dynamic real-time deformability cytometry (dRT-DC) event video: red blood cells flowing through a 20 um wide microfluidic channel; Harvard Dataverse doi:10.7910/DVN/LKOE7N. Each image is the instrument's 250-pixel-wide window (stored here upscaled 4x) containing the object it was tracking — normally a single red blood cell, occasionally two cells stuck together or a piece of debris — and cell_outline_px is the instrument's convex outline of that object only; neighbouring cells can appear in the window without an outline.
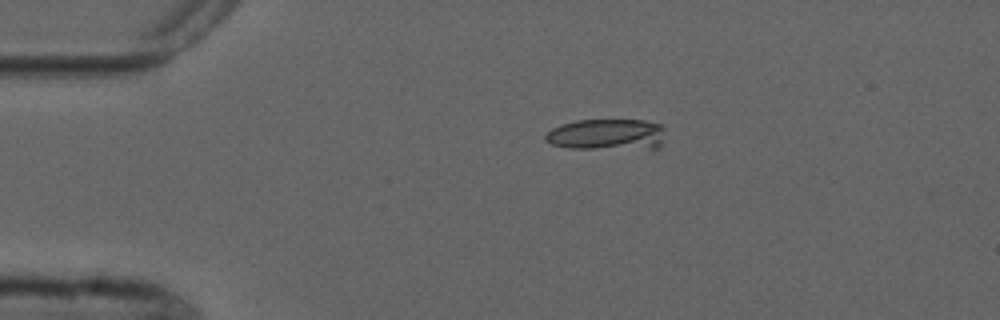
{"species": "common noctule bat (a hibernating species)", "species_latin": "Nyctalus noctula", "temperature_condition": "cold", "stored_images_in_passage": 4, "camera_frame_rate_fps": 3000, "um_per_image_px": 0.085, "animal": {"sex": "male", "forearm_length_mm": 52.5}, "frame": {"image": 1, "passage_image": 1, "time_ms": 0.0, "image_size_px": [1000, 320], "cell_outline_px": [[664, 128], [660, 148], [568, 148], [552, 144], [544, 140], [544, 136], [552, 128], [560, 124], [576, 120], [644, 120], [664, 124]], "centroid_in_image_um": [51.58, 11.42], "position_along_channel_um": 33.4, "area_um2": 21.85}}